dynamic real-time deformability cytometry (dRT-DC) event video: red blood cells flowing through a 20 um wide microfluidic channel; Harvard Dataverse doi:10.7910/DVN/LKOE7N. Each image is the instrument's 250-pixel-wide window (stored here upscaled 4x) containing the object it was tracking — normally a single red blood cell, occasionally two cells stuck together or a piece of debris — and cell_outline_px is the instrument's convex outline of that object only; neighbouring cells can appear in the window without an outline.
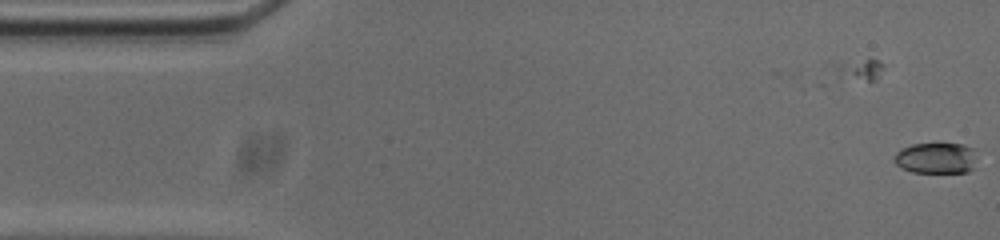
{"species": "common noctule bat (a hibernating species)", "species_latin": "Nyctalus noctula", "temperature_condition": "cold", "stored_images_in_passage": 4, "camera_frame_rate_fps": 3000, "um_per_image_px": 0.085, "animal": {"sex": "male", "body_mass_g": 20.0, "forearm_length_mm": 53.3}, "frame": {"image": 1, "passage_image": 4, "time_ms": 1.0, "image_size_px": [1000, 240], "cell_outline_px": [[976, 160], [972, 168], [968, 172], [912, 172], [896, 164], [892, 160], [896, 152], [900, 148], [912, 144], [936, 140], [964, 144], [972, 148]], "centroid_in_image_um": [79.54, 13.37], "position_along_channel_um": 5.5, "area_um2": 15.61}}